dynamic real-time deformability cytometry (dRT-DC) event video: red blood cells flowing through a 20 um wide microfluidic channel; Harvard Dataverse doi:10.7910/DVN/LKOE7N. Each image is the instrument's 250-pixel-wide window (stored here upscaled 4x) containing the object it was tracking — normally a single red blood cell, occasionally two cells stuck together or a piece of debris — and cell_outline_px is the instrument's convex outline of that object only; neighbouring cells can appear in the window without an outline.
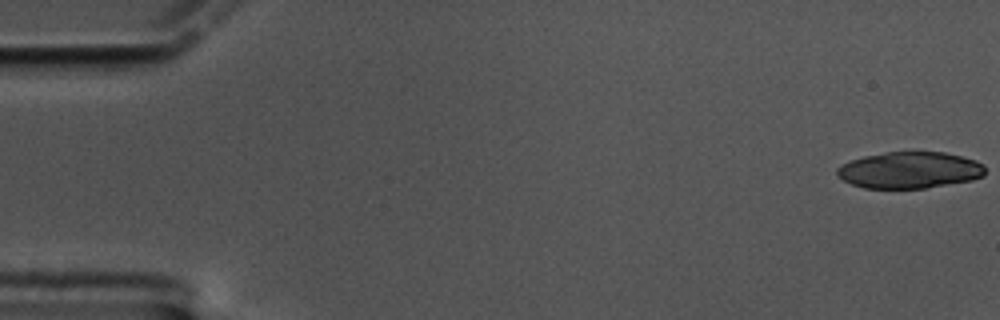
{"species": "common noctule bat (a hibernating species)", "species_latin": "Nyctalus noctula", "temperature_condition": "cold", "stored_images_in_passage": 20, "camera_frame_rate_fps": 3000, "um_per_image_px": 0.085, "animal": {"sex": "male", "body_mass_g": 17.5, "forearm_length_mm": 52.3}, "frame": {"image": 1, "passage_image": 1, "time_ms": 0.0, "image_size_px": [1000, 320], "cell_outline_px": [[984, 176], [972, 180], [924, 188], [864, 188], [852, 184], [844, 180], [836, 172], [836, 168], [840, 164], [864, 156], [884, 152], [944, 152], [976, 160], [984, 164]], "centroid_in_image_um": [77.32, 14.45], "position_along_channel_um": 7.7, "area_um2": 31.44}}